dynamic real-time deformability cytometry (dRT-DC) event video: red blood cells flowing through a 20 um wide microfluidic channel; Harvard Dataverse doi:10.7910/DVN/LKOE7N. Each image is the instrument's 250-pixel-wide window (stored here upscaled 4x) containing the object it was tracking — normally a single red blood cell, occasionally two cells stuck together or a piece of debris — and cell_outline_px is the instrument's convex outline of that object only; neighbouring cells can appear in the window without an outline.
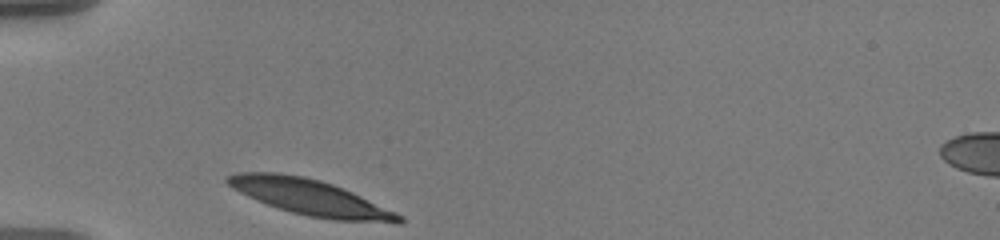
{"species": "human", "species_latin": "Homo sapiens", "temperature_condition": "warm", "stored_images_in_passage": 32, "camera_frame_rate_fps": 3000, "um_per_image_px": 0.085, "donor": {"sex": "male"}, "frame": {"image": 1, "passage_image": 1, "time_ms": 0.0, "image_size_px": [1000, 240], "cell_outline_px": [[404, 224], [396, 224], [332, 220], [308, 216], [292, 212], [256, 200], [232, 188], [224, 180], [224, 176], [236, 172], [276, 172], [304, 176], [320, 180], [332, 184], [352, 192], [396, 212], [404, 216]], "centroid_in_image_um": [26.41, 16.79], "position_along_channel_um": 58.6, "area_um2": 35.89}}
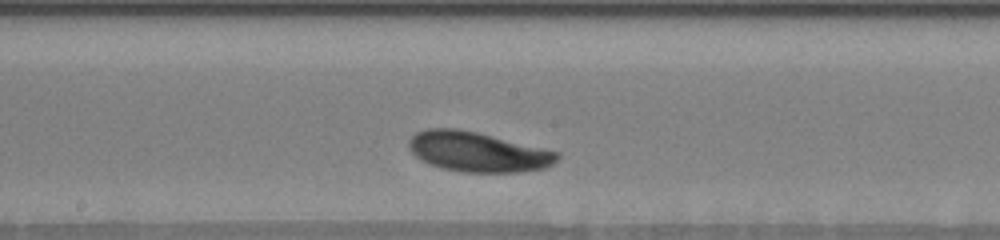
{"frame": {"image": 2, "passage_image": 15, "time_ms": 4.667, "image_size_px": [1000, 240], "cell_outline_px": [[560, 156], [548, 168], [520, 172], [464, 172], [440, 168], [428, 164], [420, 160], [408, 148], [408, 140], [416, 132], [428, 128], [456, 128], [476, 132], [560, 152]], "centroid_in_image_um": [40.59, 12.91], "position_along_channel_um": 207.6, "area_um2": 34.62}}
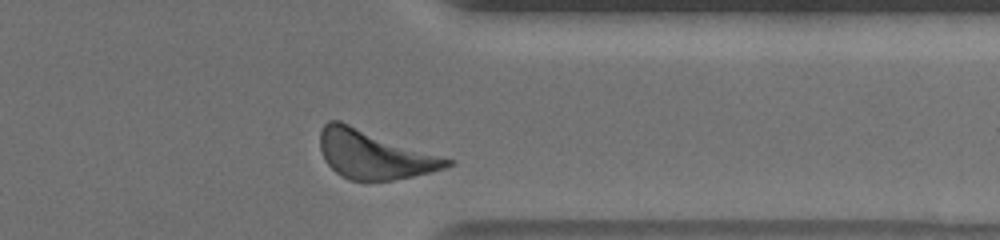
{"frame": {"image": 3, "passage_image": 30, "time_ms": 9.667, "image_size_px": [1000, 240], "cell_outline_px": [[456, 164], [432, 172], [392, 180], [368, 184], [348, 180], [340, 176], [324, 160], [320, 148], [320, 132], [324, 124], [328, 120], [340, 120], [456, 160]], "centroid_in_image_um": [31.82, 13.16], "position_along_channel_um": 379.6, "area_um2": 37.05}, "authors_computed_cell_mechanics": {"area_um2": 34.1887, "velocity_mm_per_s": 3.4615, "shape_relaxation_time_tau1_ms": 1.063, "shape_relaxation_time_tau2_ms": null, "deformation_change_tau1": 0.099, "deformation_change_tau2": null}}